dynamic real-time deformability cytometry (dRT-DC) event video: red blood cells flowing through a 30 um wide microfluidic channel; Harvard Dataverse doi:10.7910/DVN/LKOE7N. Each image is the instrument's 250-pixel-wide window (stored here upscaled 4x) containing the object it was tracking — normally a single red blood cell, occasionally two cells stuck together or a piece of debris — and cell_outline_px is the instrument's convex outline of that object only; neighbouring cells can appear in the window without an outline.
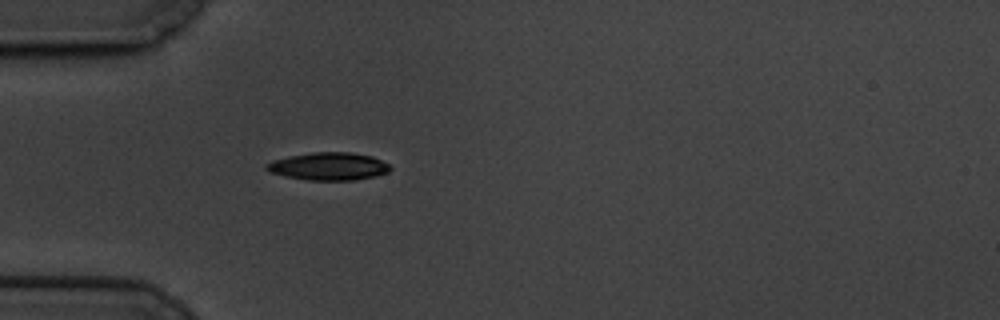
{"species": "common noctule bat (a hibernating species)", "species_latin": "Nyctalus noctula", "temperature_condition": "cold", "stored_images_in_passage": 23, "camera_frame_rate_fps": 3000, "um_per_image_px": 0.085, "animal": {"sex": "male", "body_mass_g": 19.5, "forearm_length_mm": 54.6}, "frame": {"image": 1, "passage_image": 1, "time_ms": 0.0, "image_size_px": [1000, 320], "cell_outline_px": [[392, 168], [388, 172], [376, 176], [356, 180], [308, 180], [284, 176], [268, 172], [264, 168], [264, 164], [272, 160], [288, 156], [312, 152], [352, 152], [372, 156], [388, 164]], "centroid_in_image_um": [27.89, 14.14], "position_along_channel_um": 57.1, "area_um2": 20.23}}
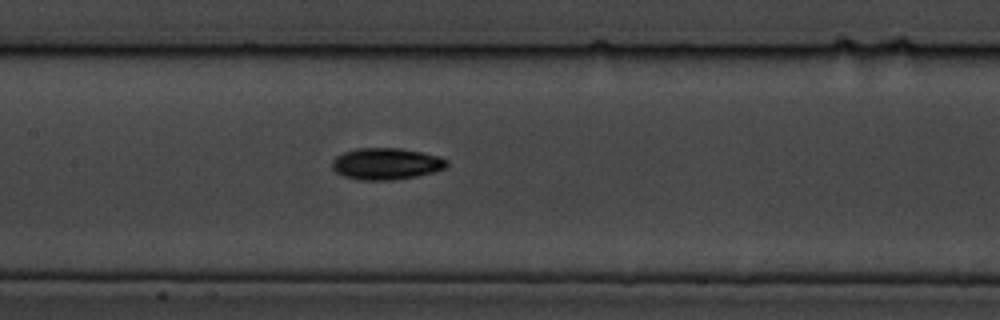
{"frame": {"image": 2, "passage_image": 12, "time_ms": 3.667, "image_size_px": [1000, 320], "cell_outline_px": [[448, 164], [444, 168], [432, 172], [416, 176], [392, 180], [356, 180], [340, 176], [332, 168], [332, 160], [336, 156], [344, 152], [356, 148], [400, 148], [440, 156], [448, 160]], "centroid_in_image_um": [32.78, 13.92], "position_along_channel_um": 174.6, "area_um2": 21.27}}
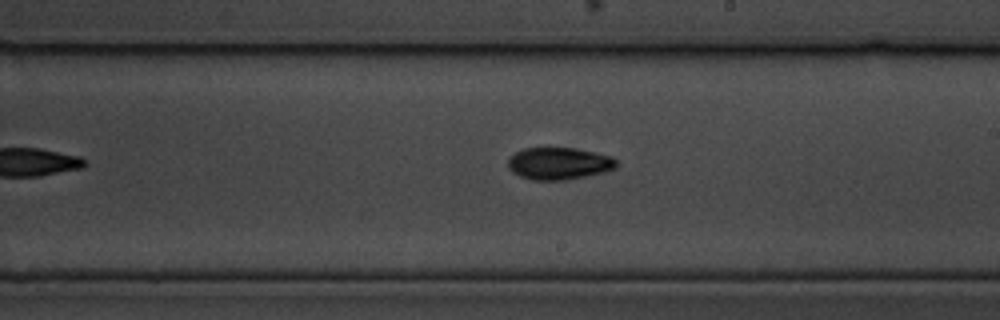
{"frame": {"image": 3, "passage_image": 18, "time_ms": 5.667, "image_size_px": [1000, 320], "cell_outline_px": [[616, 168], [604, 172], [588, 176], [568, 180], [532, 180], [520, 176], [512, 172], [508, 168], [508, 160], [516, 152], [524, 148], [572, 148], [612, 156], [616, 160]], "centroid_in_image_um": [47.51, 13.91], "position_along_channel_um": 241.5, "area_um2": 20.29}}